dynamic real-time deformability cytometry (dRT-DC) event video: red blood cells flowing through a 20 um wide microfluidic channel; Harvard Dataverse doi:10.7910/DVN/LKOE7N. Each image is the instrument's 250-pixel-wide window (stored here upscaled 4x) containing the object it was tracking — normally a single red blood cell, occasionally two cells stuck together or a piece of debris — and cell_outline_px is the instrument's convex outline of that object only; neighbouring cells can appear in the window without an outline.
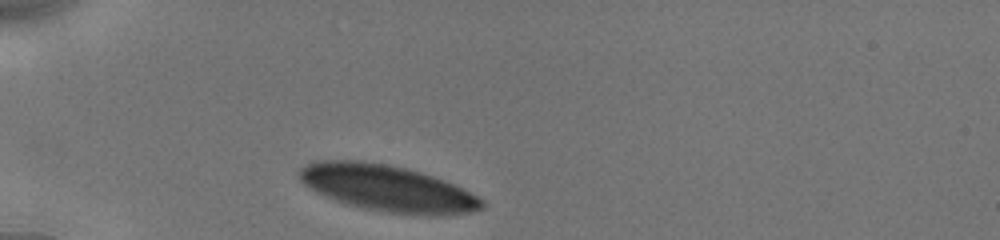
{"species": "human", "species_latin": "Homo sapiens", "temperature_condition": "cold", "stored_images_in_passage": 18, "camera_frame_rate_fps": 3000, "um_per_image_px": 0.085, "donor": {"sex": "male"}, "frame": {"image": 1, "passage_image": 1, "time_ms": 0.0, "image_size_px": [1000, 240], "cell_outline_px": [[484, 208], [468, 212], [440, 216], [428, 216], [384, 212], [344, 204], [324, 196], [316, 192], [304, 184], [300, 180], [296, 172], [304, 164], [316, 160], [360, 160], [384, 164], [404, 168], [420, 172], [444, 180], [484, 200]], "centroid_in_image_um": [32.86, 16.01], "position_along_channel_um": 52.1, "area_um2": 49.42}}
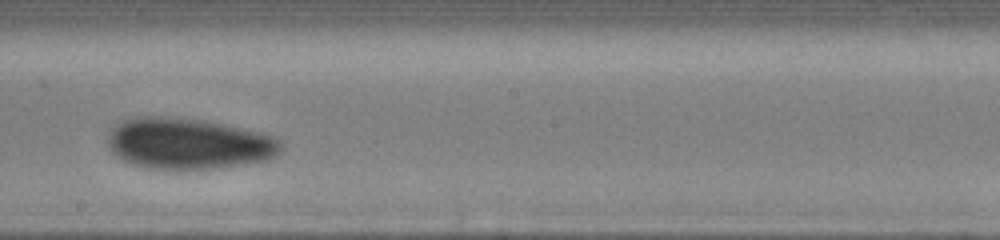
{"frame": {"image": 2, "passage_image": 8, "time_ms": 5.333, "image_size_px": [1000, 240], "cell_outline_px": [[284, 148], [276, 156], [268, 160], [244, 164], [216, 168], [148, 168], [132, 164], [116, 156], [112, 152], [108, 144], [108, 132], [120, 120], [136, 116], [164, 116], [200, 120], [260, 132], [272, 136], [280, 140], [284, 144]], "centroid_in_image_um": [16.01, 12.19], "position_along_channel_um": 232.2, "area_um2": 51.5}}
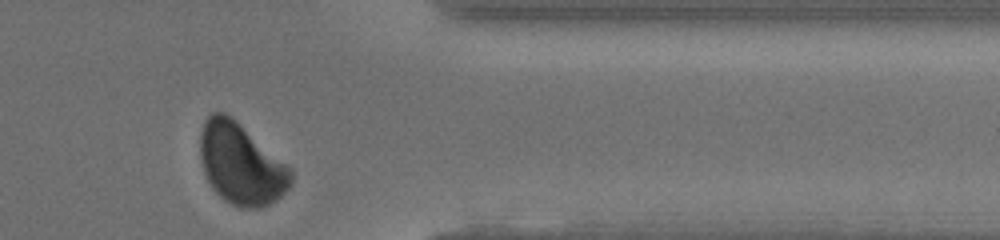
{"frame": {"image": 3, "passage_image": 18, "time_ms": 9.667, "image_size_px": [1000, 240], "cell_outline_px": [[292, 184], [276, 200], [260, 208], [240, 208], [224, 200], [212, 188], [204, 172], [200, 156], [200, 132], [204, 120], [212, 112], [224, 112], [232, 116], [292, 168]], "centroid_in_image_um": [20.49, 13.92], "position_along_channel_um": 390.9, "area_um2": 43.18}, "authors_computed_cell_mechanics": {"area_um2": 49.6213, "velocity_mm_per_s": 3.8672, "shape_relaxation_time_tau1_ms": 2.617, "shape_relaxation_time_tau2_ms": null, "deformation_change_tau1": 0.0757, "deformation_change_tau2": null}}